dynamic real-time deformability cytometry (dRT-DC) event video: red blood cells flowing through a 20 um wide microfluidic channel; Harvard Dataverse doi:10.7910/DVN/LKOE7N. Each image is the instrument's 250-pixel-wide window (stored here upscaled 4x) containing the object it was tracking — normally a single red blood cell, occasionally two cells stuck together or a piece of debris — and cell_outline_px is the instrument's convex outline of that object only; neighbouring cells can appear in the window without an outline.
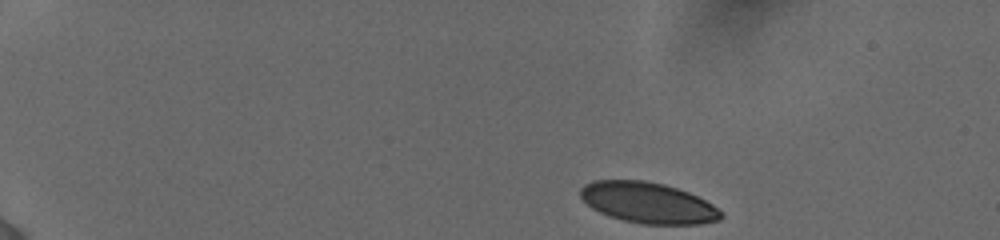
{"species": "human", "species_latin": "Homo sapiens", "temperature_condition": "cold", "stored_images_in_passage": 12, "camera_frame_rate_fps": 3000, "um_per_image_px": 0.085, "donor": {"sex": "female"}, "frame": {"image": 1, "passage_image": 1, "time_ms": 0.0, "image_size_px": [1000, 240], "cell_outline_px": [[724, 216], [720, 220], [700, 224], [644, 224], [624, 220], [608, 216], [592, 208], [580, 196], [580, 188], [584, 184], [592, 180], [644, 180], [664, 184], [688, 192], [712, 204]], "centroid_in_image_um": [55.06, 17.23], "position_along_channel_um": 29.9, "area_um2": 33.35}}
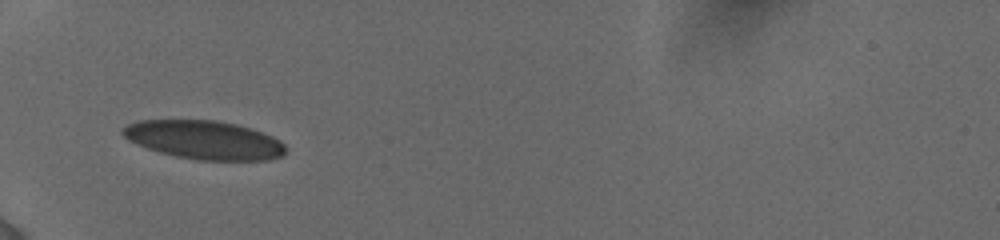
{"frame": {"image": 2, "passage_image": 9, "time_ms": 3.667, "image_size_px": [1000, 240], "cell_outline_px": [[284, 156], [268, 160], [196, 160], [176, 156], [160, 152], [148, 148], [128, 140], [120, 132], [128, 124], [140, 120], [216, 120], [236, 124], [272, 136], [280, 140], [284, 144]], "centroid_in_image_um": [17.36, 11.89], "position_along_channel_um": 67.6, "area_um2": 36.41}}